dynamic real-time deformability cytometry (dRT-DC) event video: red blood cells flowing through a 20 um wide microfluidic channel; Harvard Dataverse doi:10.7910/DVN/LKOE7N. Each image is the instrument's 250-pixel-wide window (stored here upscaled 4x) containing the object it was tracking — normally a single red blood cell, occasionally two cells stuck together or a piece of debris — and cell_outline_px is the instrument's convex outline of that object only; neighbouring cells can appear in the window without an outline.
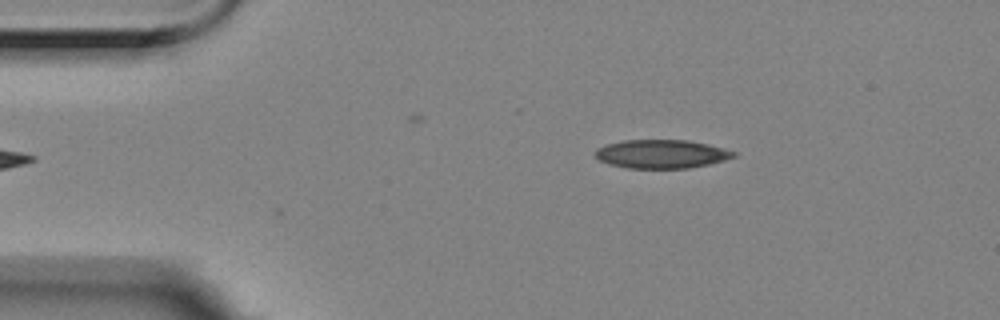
{"species": "Egyptian fruit bat (a non-hibernating species)", "species_latin": "Rousettus aegyptiacus", "temperature_condition": "room temperature", "stored_images_in_passage": 4, "camera_frame_rate_fps": 3000, "um_per_image_px": 0.085, "animal": {"sex": "female"}, "frame": {"image": 1, "passage_image": 4, "time_ms": 1.0, "image_size_px": [1000, 320], "cell_outline_px": [[736, 156], [724, 160], [708, 164], [688, 168], [628, 168], [608, 164], [600, 160], [592, 152], [596, 148], [604, 144], [624, 140], [688, 140], [708, 144], [736, 152]], "centroid_in_image_um": [56.17, 13.08], "position_along_channel_um": 28.8, "area_um2": 23.12}}